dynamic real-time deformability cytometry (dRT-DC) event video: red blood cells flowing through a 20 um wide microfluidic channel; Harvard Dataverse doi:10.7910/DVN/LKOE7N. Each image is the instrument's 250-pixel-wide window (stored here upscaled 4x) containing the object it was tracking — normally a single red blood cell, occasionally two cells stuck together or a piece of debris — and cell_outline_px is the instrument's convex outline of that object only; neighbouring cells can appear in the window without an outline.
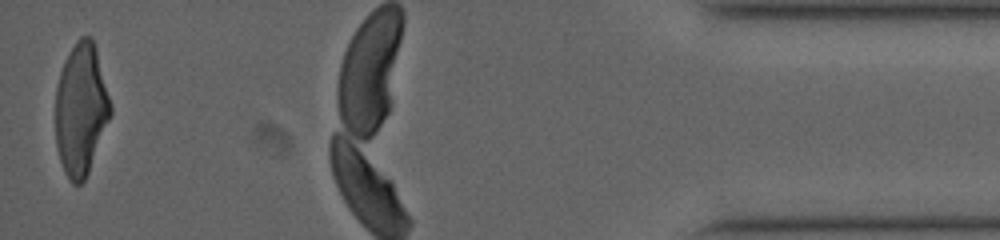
{"species": "human", "species_latin": "Homo sapiens", "temperature_condition": "cold", "stored_images_in_passage": 38, "camera_frame_rate_fps": 3000, "um_per_image_px": 0.085, "donor": {"sex": "male"}, "frame": {"image": 1, "passage_image": 38, "time_ms": 12.333, "image_size_px": [1000, 240], "cell_outline_px": [[112, 112], [88, 172], [84, 180], [80, 184], [72, 184], [68, 180], [64, 172], [56, 148], [56, 88], [60, 72], [64, 60], [76, 40], [80, 36], [92, 36], [96, 48], [112, 104]], "centroid_in_image_um": [6.88, 9.27], "position_along_channel_um": 428.3, "area_um2": 42.43}}